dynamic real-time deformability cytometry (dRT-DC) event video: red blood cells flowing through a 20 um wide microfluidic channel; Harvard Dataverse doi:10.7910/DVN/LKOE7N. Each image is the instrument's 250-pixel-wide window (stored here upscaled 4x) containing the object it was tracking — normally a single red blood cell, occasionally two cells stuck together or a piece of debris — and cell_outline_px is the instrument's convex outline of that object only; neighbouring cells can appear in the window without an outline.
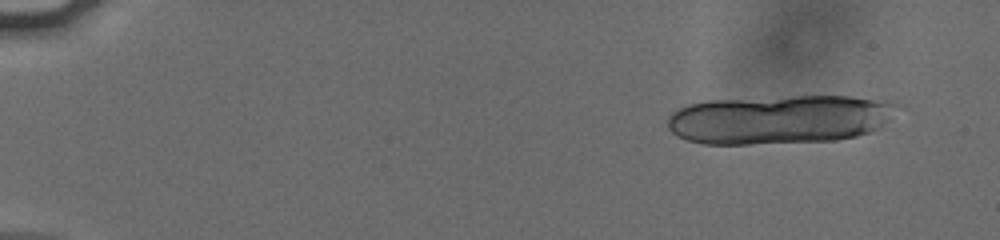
{"species": "human", "species_latin": "Homo sapiens", "temperature_condition": "cold", "stored_images_in_passage": 23, "camera_frame_rate_fps": 3000, "um_per_image_px": 0.085, "donor": {"sex": "male"}, "frame": {"image": 1, "passage_image": 4, "time_ms": 1.0, "image_size_px": [1000, 240], "cell_outline_px": [[896, 104], [880, 128], [872, 132], [856, 136], [836, 140], [748, 144], [704, 144], [688, 140], [676, 136], [668, 128], [668, 116], [672, 112], [688, 104], [708, 100], [792, 96], [852, 96]], "centroid_in_image_um": [66.14, 10.15], "position_along_channel_um": 18.9, "area_um2": 65.03}}
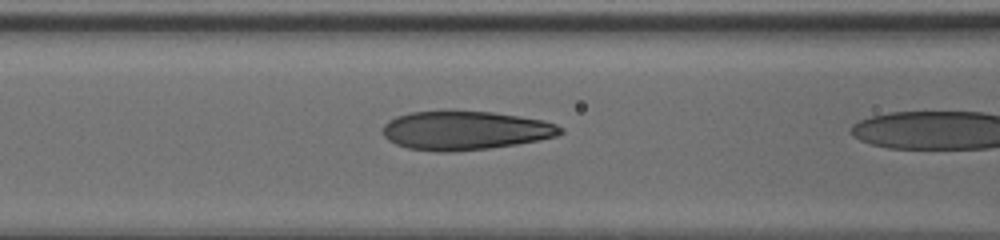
{"frame": {"image": 2, "passage_image": 22, "time_ms": 7.0, "image_size_px": [1000, 240], "cell_outline_px": [[564, 132], [556, 136], [540, 140], [516, 144], [488, 148], [448, 152], [436, 152], [408, 148], [396, 144], [388, 140], [384, 136], [380, 128], [388, 120], [396, 116], [412, 112], [448, 108], [452, 108], [492, 112], [520, 116], [544, 120], [556, 124], [564, 128]], "centroid_in_image_um": [39.5, 11.05], "position_along_channel_um": 127.1, "area_um2": 41.33}}